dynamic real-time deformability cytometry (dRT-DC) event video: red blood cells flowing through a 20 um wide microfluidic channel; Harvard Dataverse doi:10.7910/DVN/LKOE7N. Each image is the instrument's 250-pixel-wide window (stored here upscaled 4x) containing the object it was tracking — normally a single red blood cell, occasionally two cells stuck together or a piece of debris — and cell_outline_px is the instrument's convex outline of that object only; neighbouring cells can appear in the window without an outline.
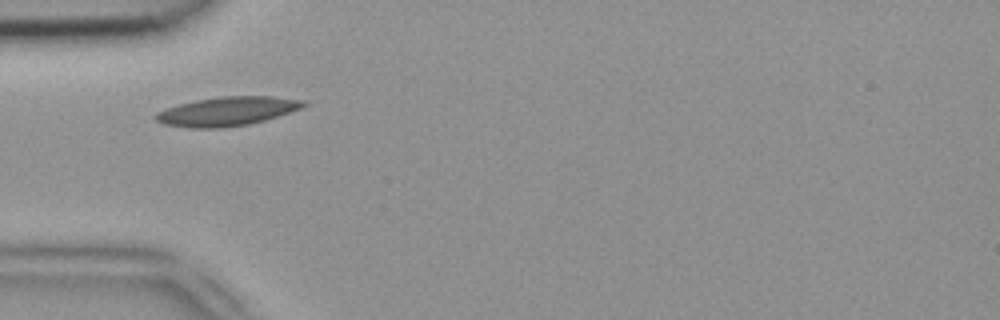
{"species": "common noctule bat (a hibernating species)", "species_latin": "Nyctalus noctula", "temperature_condition": "room temperature", "stored_images_in_passage": 35, "camera_frame_rate_fps": 3000, "um_per_image_px": 0.085, "animal": {"sex": "female", "body_mass_g": 18.4}, "frame": {"image": 1, "passage_image": 1, "time_ms": 0.0, "image_size_px": [1000, 320], "cell_outline_px": [[308, 104], [304, 108], [264, 120], [248, 124], [220, 128], [188, 128], [164, 124], [156, 120], [152, 116], [156, 112], [180, 104], [196, 100], [220, 96], [272, 96], [304, 100]], "centroid_in_image_um": [19.32, 9.46], "position_along_channel_um": 65.7, "area_um2": 25.03}}
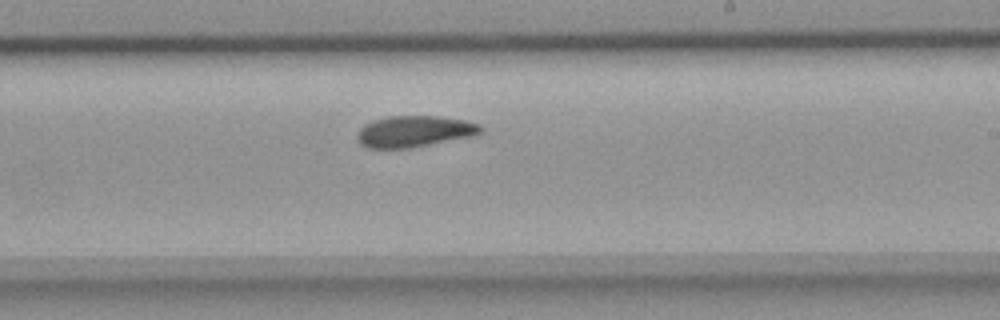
{"frame": {"image": 2, "passage_image": 15, "time_ms": 4.667, "image_size_px": [1000, 320], "cell_outline_px": [[484, 132], [472, 136], [408, 148], [368, 148], [360, 144], [356, 136], [356, 132], [364, 124], [372, 120], [388, 116], [440, 116], [464, 120], [480, 124], [484, 128]], "centroid_in_image_um": [35.21, 11.16], "position_along_channel_um": 253.8, "area_um2": 22.66}}
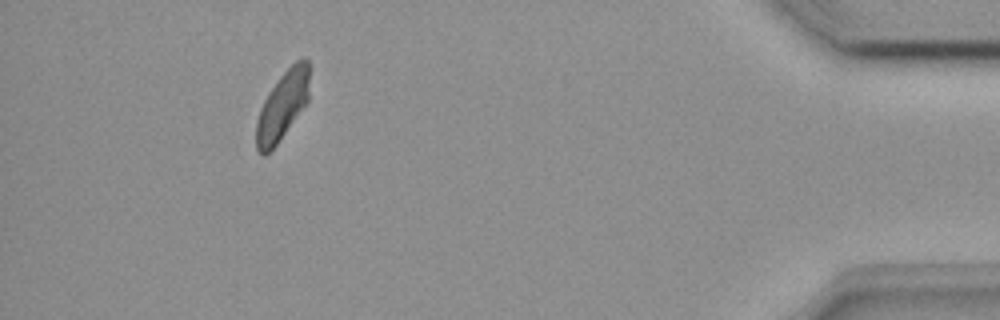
{"frame": {"image": 3, "passage_image": 31, "time_ms": 10.0, "image_size_px": [1000, 320], "cell_outline_px": [[308, 100], [276, 144], [264, 156], [256, 148], [256, 120], [260, 108], [268, 92], [280, 76], [300, 56], [304, 56], [308, 60]], "centroid_in_image_um": [23.99, 8.94], "position_along_channel_um": 411.2, "area_um2": 20.81}}